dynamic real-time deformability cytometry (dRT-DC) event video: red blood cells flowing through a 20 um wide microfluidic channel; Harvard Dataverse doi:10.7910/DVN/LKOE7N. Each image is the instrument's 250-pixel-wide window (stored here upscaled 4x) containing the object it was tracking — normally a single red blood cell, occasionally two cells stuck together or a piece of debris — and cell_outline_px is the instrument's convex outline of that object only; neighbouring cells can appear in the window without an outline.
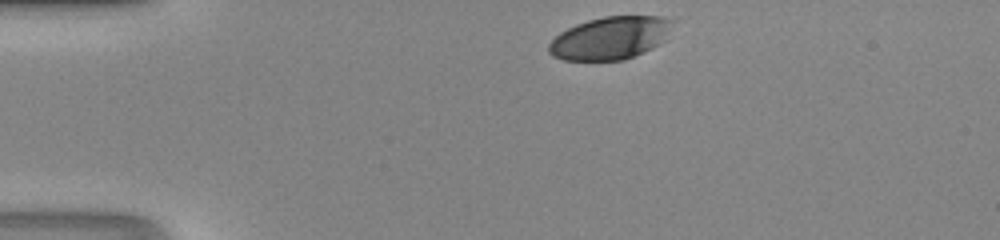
{"species": "human", "species_latin": "Homo sapiens", "temperature_condition": "room temperature", "stored_images_in_passage": 30, "camera_frame_rate_fps": 3000, "um_per_image_px": 0.085, "donor": {"sex": "male"}, "frame": {"image": 1, "passage_image": 1, "time_ms": 0.0, "image_size_px": [1000, 240], "cell_outline_px": [[680, 20], [660, 44], [624, 60], [564, 60], [552, 56], [548, 52], [548, 44], [560, 32], [576, 24], [588, 20], [604, 16], [664, 16]], "centroid_in_image_um": [51.94, 3.21], "position_along_channel_um": 33.1, "area_um2": 31.21}}
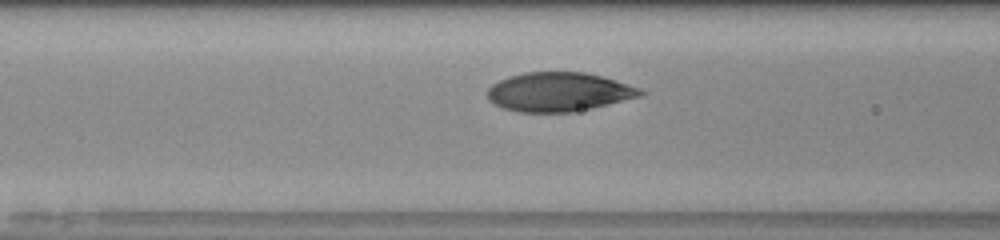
{"frame": {"image": 2, "passage_image": 11, "time_ms": 3.333, "image_size_px": [1000, 240], "cell_outline_px": [[648, 92], [644, 96], [592, 108], [572, 112], [520, 112], [504, 108], [488, 100], [488, 88], [492, 84], [508, 76], [524, 72], [584, 72], [616, 80], [640, 88]], "centroid_in_image_um": [47.54, 7.81], "position_along_channel_um": 119.1, "area_um2": 34.91}}
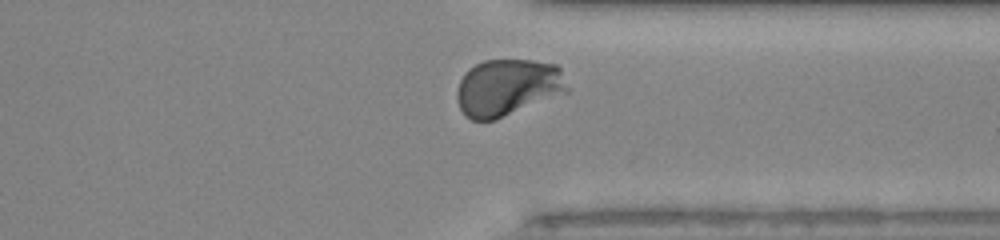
{"frame": {"image": 3, "passage_image": 28, "time_ms": 9.0, "image_size_px": [1000, 240], "cell_outline_px": [[568, 92], [496, 120], [472, 120], [460, 108], [456, 96], [456, 92], [460, 80], [464, 72], [468, 68], [484, 60], [532, 60], [556, 64], [560, 68], [568, 88]], "centroid_in_image_um": [43.15, 7.43], "position_along_channel_um": 368.3, "area_um2": 36.7}}